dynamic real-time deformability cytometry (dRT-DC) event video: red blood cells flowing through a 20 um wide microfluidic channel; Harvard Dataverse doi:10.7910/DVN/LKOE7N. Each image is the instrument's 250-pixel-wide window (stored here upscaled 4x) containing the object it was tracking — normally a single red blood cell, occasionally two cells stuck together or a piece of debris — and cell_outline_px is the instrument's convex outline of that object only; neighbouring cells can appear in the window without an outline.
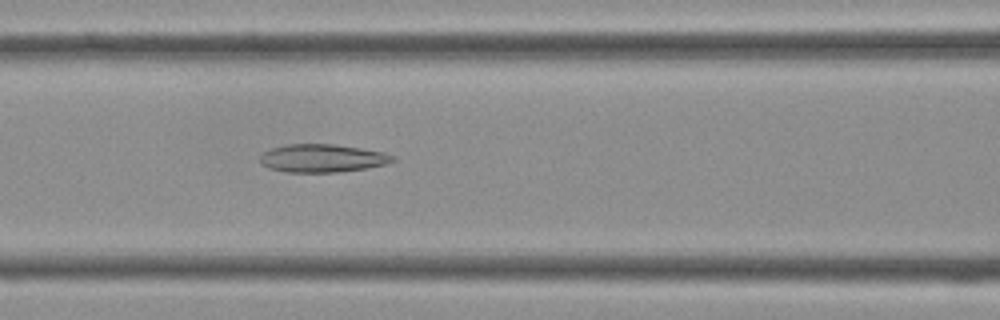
{"species": "Egyptian fruit bat (a non-hibernating species)", "species_latin": "Rousettus aegyptiacus", "temperature_condition": "cold", "stored_images_in_passage": 41, "camera_frame_rate_fps": 3000, "um_per_image_px": 0.085, "frame": {"image": 1, "passage_image": 17, "time_ms": 5.333, "image_size_px": [1000, 320], "cell_outline_px": [[396, 160], [384, 164], [368, 168], [340, 172], [284, 172], [268, 168], [260, 164], [260, 152], [272, 148], [288, 144], [336, 144], [384, 152], [396, 156]], "centroid_in_image_um": [27.37, 13.45], "position_along_channel_um": 139.2, "area_um2": 21.96}}
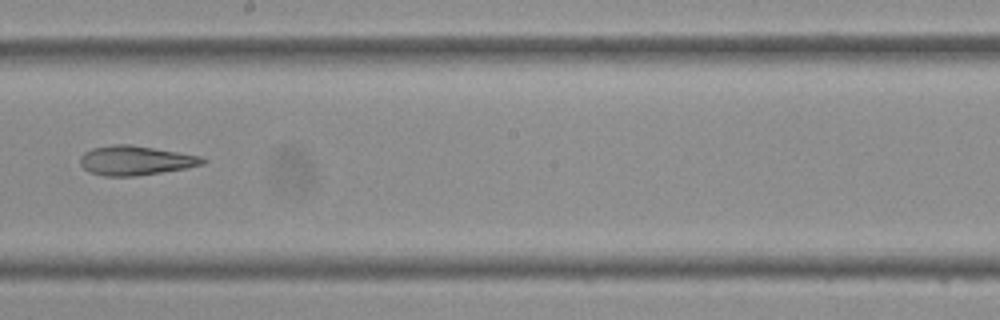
{"frame": {"image": 2, "passage_image": 23, "time_ms": 7.333, "image_size_px": [1000, 320], "cell_outline_px": [[208, 160], [204, 164], [188, 168], [136, 176], [104, 176], [88, 172], [80, 164], [80, 156], [84, 152], [92, 148], [112, 144], [132, 144], [204, 156]], "centroid_in_image_um": [11.55, 13.63], "position_along_channel_um": 236.6, "area_um2": 21.39}}
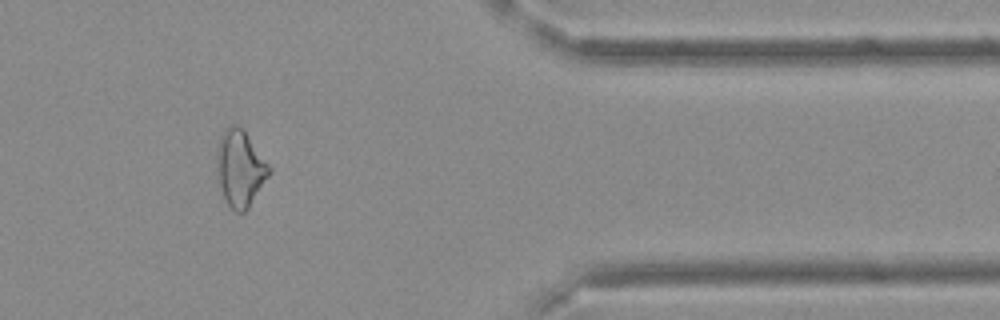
{"frame": {"image": 3, "passage_image": 34, "time_ms": 11.0, "image_size_px": [1000, 320], "cell_outline_px": [[272, 172], [248, 208], [244, 212], [236, 212], [224, 200], [216, 168], [216, 148], [220, 136], [224, 128], [232, 124], [244, 128], [272, 168]], "centroid_in_image_um": [20.41, 14.26], "position_along_channel_um": 391.0, "area_um2": 23.7}}